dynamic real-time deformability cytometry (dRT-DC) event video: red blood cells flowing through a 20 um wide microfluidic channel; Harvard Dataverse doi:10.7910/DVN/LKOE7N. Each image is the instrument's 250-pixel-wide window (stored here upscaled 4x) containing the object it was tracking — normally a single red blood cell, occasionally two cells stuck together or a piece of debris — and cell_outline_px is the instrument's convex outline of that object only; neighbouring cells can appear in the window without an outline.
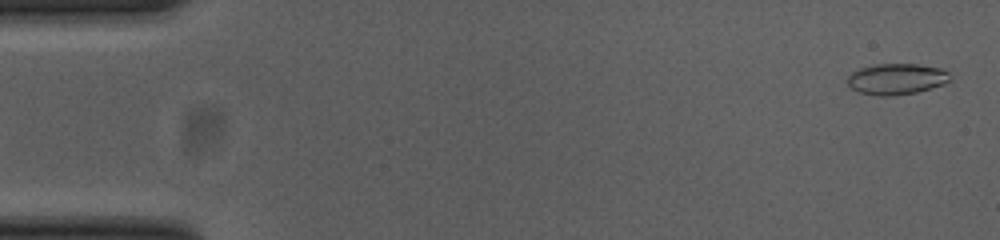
{"species": "common noctule bat (a hibernating species)", "species_latin": "Nyctalus noctula", "temperature_condition": "cold", "stored_images_in_passage": 55, "camera_frame_rate_fps": 3000, "um_per_image_px": 0.085, "animal": {"sex": "female", "body_mass_g": 23.0, "forearm_length_mm": 53.4}, "frame": {"image": 1, "passage_image": 2, "time_ms": 0.333, "image_size_px": [1000, 240], "cell_outline_px": [[952, 80], [944, 84], [916, 92], [892, 96], [876, 96], [860, 92], [852, 88], [844, 80], [852, 72], [860, 68], [872, 64], [916, 64], [940, 68], [948, 72]], "centroid_in_image_um": [76.18, 6.71], "position_along_channel_um": 8.8, "area_um2": 18.67}}
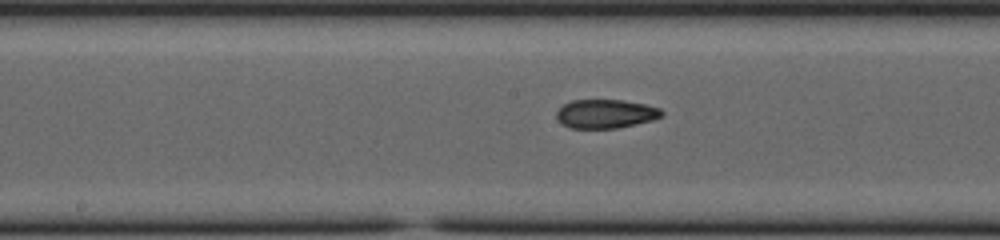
{"frame": {"image": 2, "passage_image": 28, "time_ms": 9.0, "image_size_px": [1000, 240], "cell_outline_px": [[664, 116], [652, 120], [636, 124], [616, 128], [568, 128], [556, 116], [556, 112], [564, 104], [572, 100], [624, 100], [644, 104], [660, 108], [664, 112]], "centroid_in_image_um": [51.51, 9.67], "position_along_channel_um": 196.7, "area_um2": 17.63}}
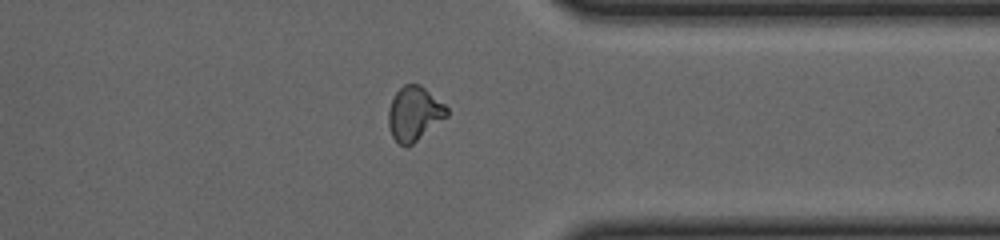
{"frame": {"image": 3, "passage_image": 43, "time_ms": 14.0, "image_size_px": [1000, 240], "cell_outline_px": [[448, 116], [412, 144], [404, 148], [392, 136], [388, 124], [388, 108], [396, 92], [404, 84], [420, 84], [444, 104], [448, 108]], "centroid_in_image_um": [35.2, 9.66], "position_along_channel_um": 376.2, "area_um2": 18.38}, "authors_computed_cell_mechanics": {"area_um2": 18.0336, "velocity_mm_per_s": 3.7105, "shape_relaxation_time_tau1_ms": null, "shape_relaxation_time_tau2_ms": 2.8011, "deformation_change_tau1": null, "deformation_change_tau2": 0.0894}}